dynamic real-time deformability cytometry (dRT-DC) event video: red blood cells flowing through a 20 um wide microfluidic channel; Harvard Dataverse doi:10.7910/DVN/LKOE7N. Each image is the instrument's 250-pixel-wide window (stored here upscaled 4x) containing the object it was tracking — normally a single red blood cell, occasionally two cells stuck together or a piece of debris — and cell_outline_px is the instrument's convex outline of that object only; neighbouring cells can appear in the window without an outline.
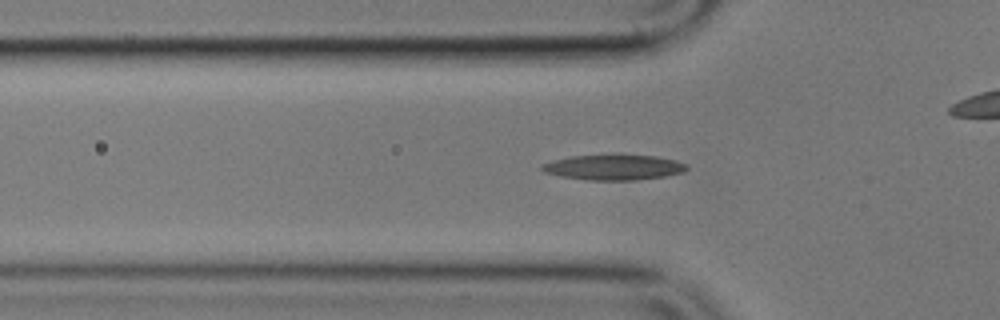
{"species": "common noctule bat (a hibernating species)", "species_latin": "Nyctalus noctula", "temperature_condition": "cold", "stored_images_in_passage": 42, "camera_frame_rate_fps": 3000, "um_per_image_px": 0.085, "animal": {"sex": "male", "body_mass_g": 17.9}, "frame": {"image": 1, "passage_image": 12, "time_ms": 3.667, "image_size_px": [1000, 320], "cell_outline_px": [[688, 168], [684, 172], [664, 176], [636, 180], [588, 180], [560, 176], [544, 172], [540, 168], [540, 164], [552, 160], [568, 156], [656, 156], [676, 160], [688, 164]], "centroid_in_image_um": [52.15, 14.23], "position_along_channel_um": 73.7, "area_um2": 21.15}}
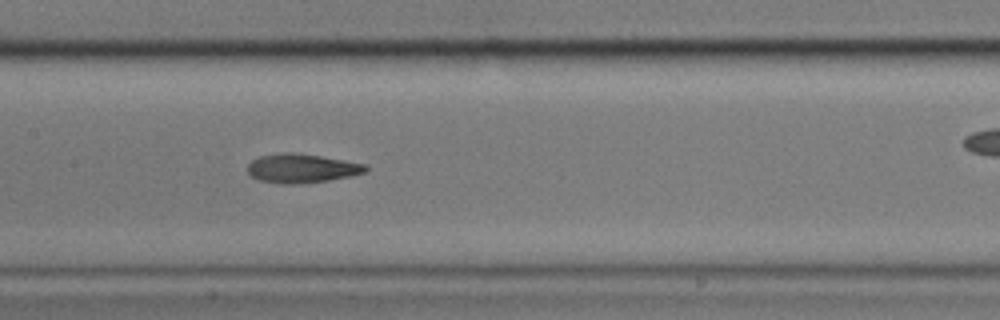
{"frame": {"image": 2, "passage_image": 21, "time_ms": 6.667, "image_size_px": [1000, 320], "cell_outline_px": [[368, 168], [364, 172], [352, 176], [328, 180], [292, 184], [280, 184], [260, 180], [252, 176], [248, 172], [248, 164], [252, 160], [260, 156], [280, 152], [292, 152], [320, 156], [344, 160], [364, 164]], "centroid_in_image_um": [25.62, 14.3], "position_along_channel_um": 181.8, "area_um2": 19.77}}
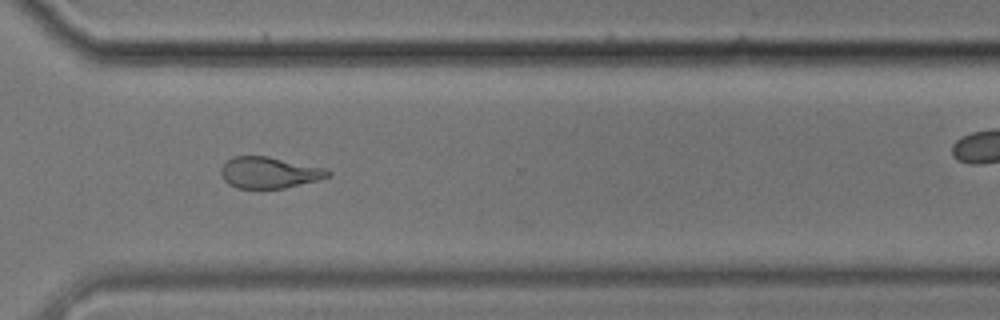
{"frame": {"image": 3, "passage_image": 35, "time_ms": 11.333, "image_size_px": [1000, 320], "cell_outline_px": [[332, 176], [284, 188], [236, 188], [228, 184], [224, 180], [220, 172], [220, 168], [232, 156], [268, 156], [324, 168], [332, 172]], "centroid_in_image_um": [22.86, 14.67], "position_along_channel_um": 347.7, "area_um2": 19.42}, "authors_computed_cell_mechanics": {"area_um2": 19.7965, "velocity_mm_per_s": 3.5657, "shape_relaxation_time_tau1_ms": 4.8142, "shape_relaxation_time_tau2_ms": 5.1598, "deformation_change_tau1": 0.1903, "deformation_change_tau2": 0.1285}}